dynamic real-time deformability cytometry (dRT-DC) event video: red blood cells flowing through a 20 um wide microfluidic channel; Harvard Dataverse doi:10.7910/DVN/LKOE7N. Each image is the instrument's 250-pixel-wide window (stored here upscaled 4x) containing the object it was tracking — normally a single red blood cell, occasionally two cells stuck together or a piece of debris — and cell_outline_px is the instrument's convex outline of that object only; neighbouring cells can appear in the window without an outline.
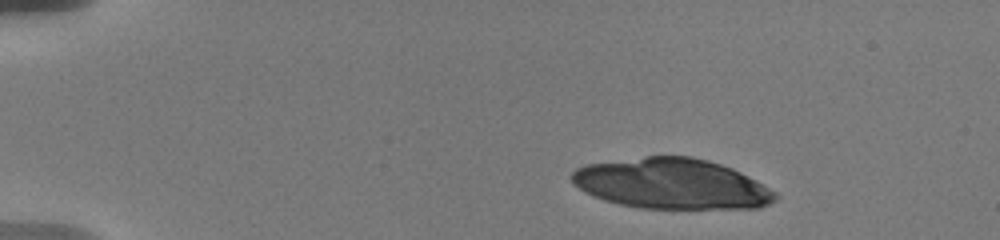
{"species": "human", "species_latin": "Homo sapiens", "temperature_condition": "warm", "stored_images_in_passage": 21, "camera_frame_rate_fps": 3000, "um_per_image_px": 0.085, "donor": {"sex": "male"}, "frame": {"image": 1, "passage_image": 1, "time_ms": 0.0, "image_size_px": [1000, 240], "cell_outline_px": [[780, 196], [776, 200], [760, 208], [640, 208], [620, 204], [604, 200], [592, 196], [584, 192], [572, 184], [568, 176], [576, 168], [584, 164], [644, 156], [692, 156], [708, 160], [732, 168], [764, 184], [776, 192]], "centroid_in_image_um": [57.06, 15.61], "position_along_channel_um": 27.9, "area_um2": 60.34}}
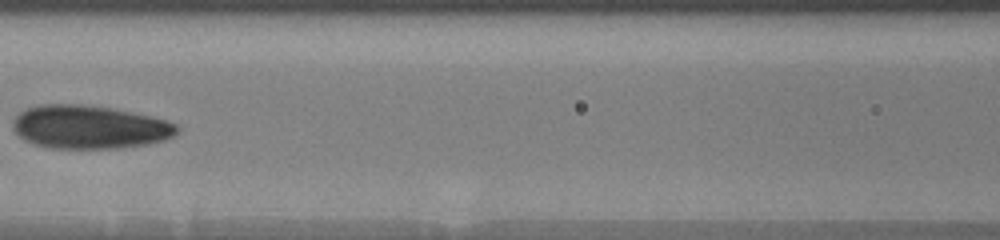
{"frame": {"image": 2, "passage_image": 15, "time_ms": 6.333, "image_size_px": [1000, 240], "cell_outline_px": [[180, 128], [172, 136], [164, 140], [148, 144], [116, 148], [48, 148], [24, 140], [12, 128], [12, 120], [20, 112], [28, 108], [40, 104], [84, 104], [112, 108], [148, 116], [164, 120], [176, 124]], "centroid_in_image_um": [7.56, 10.79], "position_along_channel_um": 159.0, "area_um2": 41.33}}
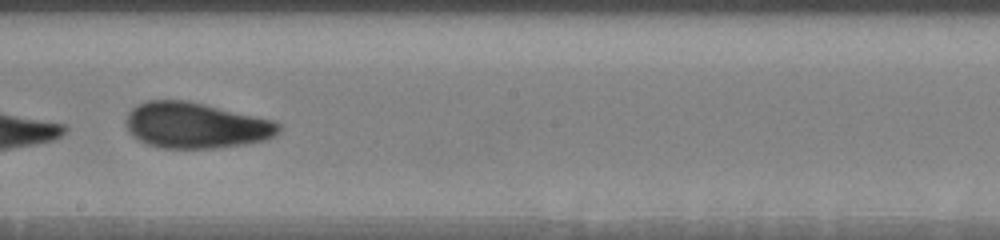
{"frame": {"image": 3, "passage_image": 17, "time_ms": 8.333, "image_size_px": [1000, 240], "cell_outline_px": [[280, 132], [264, 140], [244, 144], [216, 148], [160, 148], [148, 144], [140, 140], [128, 132], [124, 124], [128, 112], [132, 108], [148, 100], [188, 100], [272, 120], [280, 124]], "centroid_in_image_um": [16.6, 10.65], "position_along_channel_um": 231.6, "area_um2": 40.69}}